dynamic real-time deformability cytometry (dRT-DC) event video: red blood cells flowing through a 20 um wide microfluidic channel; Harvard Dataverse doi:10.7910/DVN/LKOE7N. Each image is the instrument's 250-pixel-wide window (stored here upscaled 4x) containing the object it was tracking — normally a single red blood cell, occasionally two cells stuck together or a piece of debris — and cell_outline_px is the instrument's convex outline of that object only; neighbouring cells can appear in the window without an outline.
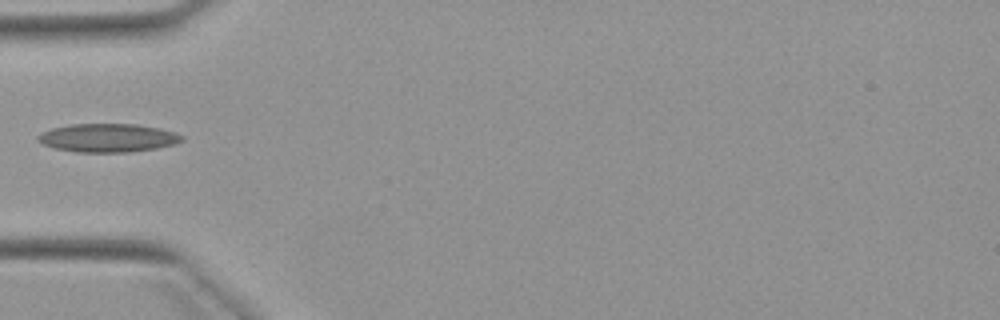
{"species": "Egyptian fruit bat (a non-hibernating species)", "species_latin": "Rousettus aegyptiacus", "temperature_condition": "warm", "stored_images_in_passage": 1, "camera_frame_rate_fps": 3000, "um_per_image_px": 0.085, "animal": {"sex": "female"}, "frame": {"image": 1, "passage_image": 1, "time_ms": 0.0, "image_size_px": [1000, 320], "cell_outline_px": [[184, 140], [176, 144], [156, 148], [128, 152], [76, 152], [56, 148], [44, 144], [36, 140], [36, 136], [40, 132], [52, 128], [72, 124], [136, 124], [160, 128], [176, 132], [184, 136]], "centroid_in_image_um": [9.19, 11.71], "position_along_channel_um": 75.8, "area_um2": 23.99}}